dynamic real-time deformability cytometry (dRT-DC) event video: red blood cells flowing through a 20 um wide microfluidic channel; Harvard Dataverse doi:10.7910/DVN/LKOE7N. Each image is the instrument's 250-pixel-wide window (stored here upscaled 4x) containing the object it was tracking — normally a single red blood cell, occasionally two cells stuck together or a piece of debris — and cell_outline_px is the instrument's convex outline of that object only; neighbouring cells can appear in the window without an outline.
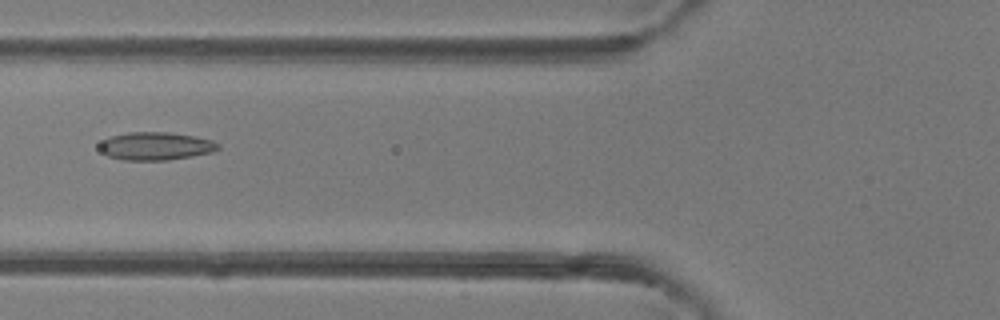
{"species": "common noctule bat (a hibernating species)", "species_latin": "Nyctalus noctula", "temperature_condition": "room temperature", "stored_images_in_passage": 4, "camera_frame_rate_fps": 3000, "um_per_image_px": 0.085, "animal": {"sex": "female"}, "frame": {"image": 1, "passage_image": 4, "time_ms": 3.333, "image_size_px": [1000, 320], "cell_outline_px": [[220, 148], [212, 152], [192, 156], [168, 160], [124, 160], [108, 156], [100, 148], [100, 144], [104, 140], [112, 136], [128, 132], [168, 132], [192, 136], [212, 140], [220, 144]], "centroid_in_image_um": [13.27, 12.42], "position_along_channel_um": 112.5, "area_um2": 19.13}}